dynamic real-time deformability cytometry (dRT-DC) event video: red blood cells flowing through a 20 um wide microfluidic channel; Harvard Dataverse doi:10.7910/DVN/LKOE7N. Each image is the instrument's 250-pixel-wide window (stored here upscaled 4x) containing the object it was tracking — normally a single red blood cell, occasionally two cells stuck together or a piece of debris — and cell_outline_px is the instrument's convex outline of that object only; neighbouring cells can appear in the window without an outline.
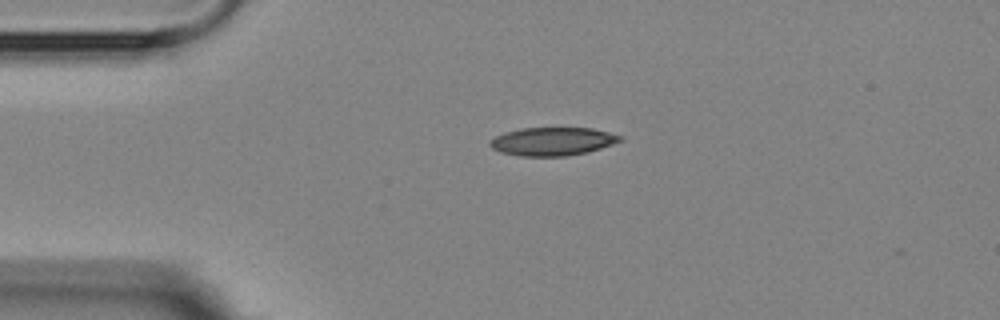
{"species": "Egyptian fruit bat (a non-hibernating species)", "species_latin": "Rousettus aegyptiacus", "temperature_condition": "room temperature", "stored_images_in_passage": 3, "camera_frame_rate_fps": 3000, "um_per_image_px": 0.085, "animal": {"sex": "female"}, "frame": {"image": 1, "passage_image": 1, "time_ms": 0.0, "image_size_px": [1000, 320], "cell_outline_px": [[624, 140], [588, 152], [564, 156], [520, 156], [500, 152], [492, 148], [488, 144], [496, 136], [508, 132], [524, 128], [592, 128], [624, 136]], "centroid_in_image_um": [47.01, 12.02], "position_along_channel_um": 38.0, "area_um2": 21.27}}
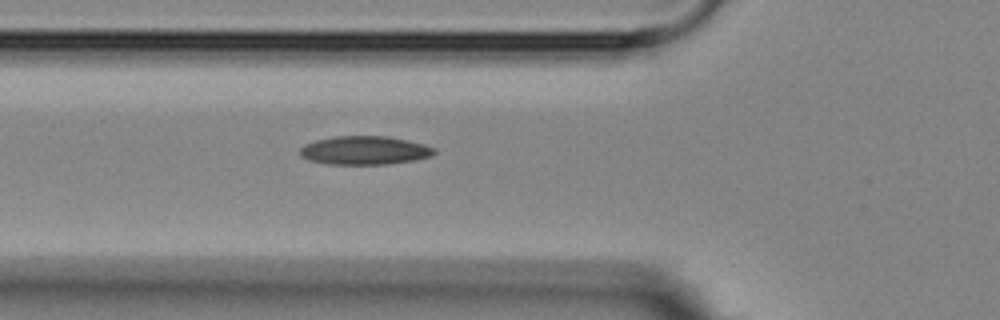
{"frame": {"image": 2, "passage_image": 3, "time_ms": 2.333, "image_size_px": [1000, 320], "cell_outline_px": [[436, 152], [432, 156], [416, 160], [388, 164], [328, 164], [308, 160], [300, 156], [300, 148], [304, 144], [316, 140], [332, 136], [388, 136], [408, 140], [424, 144], [436, 148]], "centroid_in_image_um": [31.0, 12.78], "position_along_channel_um": 94.8, "area_um2": 22.6}}